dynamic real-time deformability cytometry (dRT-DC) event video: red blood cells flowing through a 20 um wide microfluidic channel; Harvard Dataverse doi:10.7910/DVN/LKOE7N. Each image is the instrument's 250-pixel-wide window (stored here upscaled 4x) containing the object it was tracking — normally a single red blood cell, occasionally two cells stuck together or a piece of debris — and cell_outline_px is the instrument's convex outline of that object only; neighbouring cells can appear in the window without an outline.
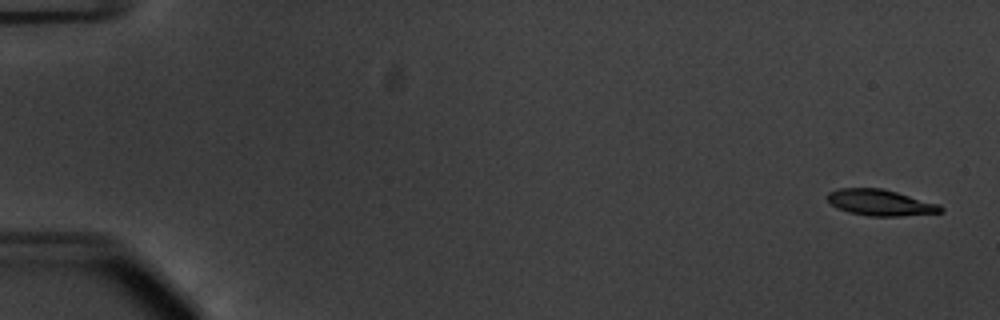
{"species": "common noctule bat (a hibernating species)", "species_latin": "Nyctalus noctula", "temperature_condition": "warm", "stored_images_in_passage": 55, "camera_frame_rate_fps": 3000, "um_per_image_px": 0.085, "animal": {"sex": "male", "body_mass_g": 20.1, "forearm_length_mm": 53.5}, "frame": {"image": 1, "passage_image": 2, "time_ms": 0.333, "image_size_px": [1000, 320], "cell_outline_px": [[944, 212], [900, 216], [868, 216], [848, 212], [836, 208], [824, 196], [828, 192], [840, 188], [884, 188], [940, 204], [944, 208]], "centroid_in_image_um": [74.83, 17.22], "position_along_channel_um": 10.2, "area_um2": 17.51}}
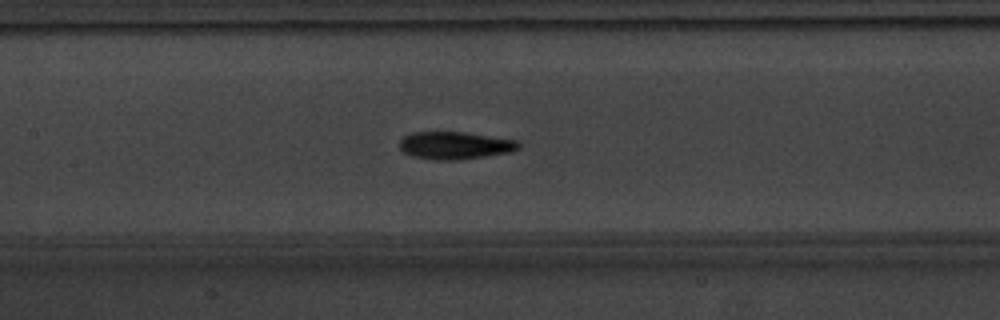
{"frame": {"image": 2, "passage_image": 27, "time_ms": 8.667, "image_size_px": [1000, 320], "cell_outline_px": [[520, 148], [512, 152], [460, 160], [432, 160], [412, 156], [404, 152], [400, 148], [400, 140], [404, 136], [412, 132], [464, 132], [520, 140]], "centroid_in_image_um": [38.71, 12.36], "position_along_channel_um": 168.7, "area_um2": 19.36}}
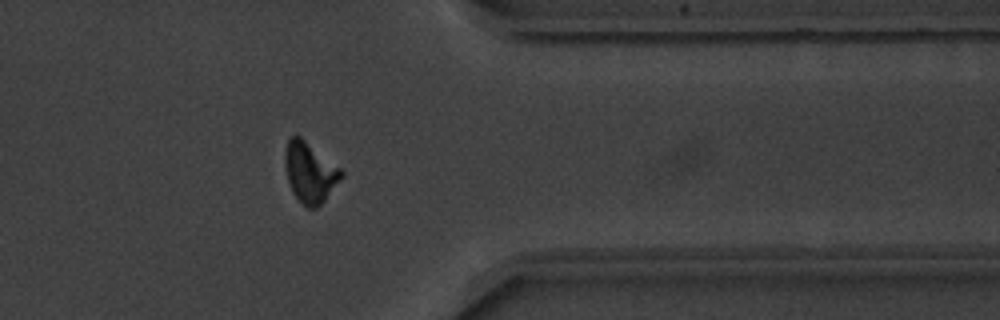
{"frame": {"image": 3, "passage_image": 45, "time_ms": 14.667, "image_size_px": [1000, 320], "cell_outline_px": [[344, 176], [324, 200], [316, 208], [308, 208], [292, 192], [288, 180], [284, 164], [284, 152], [288, 140], [292, 136], [300, 136], [340, 168], [344, 172]], "centroid_in_image_um": [26.33, 14.64], "position_along_channel_um": 385.1, "area_um2": 19.54}, "authors_computed_cell_mechanics": {"area_um2": 18.6694, "velocity_mm_per_s": 3.7515, "shape_relaxation_time_tau1_ms": 2.6536, "shape_relaxation_time_tau2_ms": 2.01, "deformation_change_tau1": 0.1445, "deformation_change_tau2": 0.0824}}